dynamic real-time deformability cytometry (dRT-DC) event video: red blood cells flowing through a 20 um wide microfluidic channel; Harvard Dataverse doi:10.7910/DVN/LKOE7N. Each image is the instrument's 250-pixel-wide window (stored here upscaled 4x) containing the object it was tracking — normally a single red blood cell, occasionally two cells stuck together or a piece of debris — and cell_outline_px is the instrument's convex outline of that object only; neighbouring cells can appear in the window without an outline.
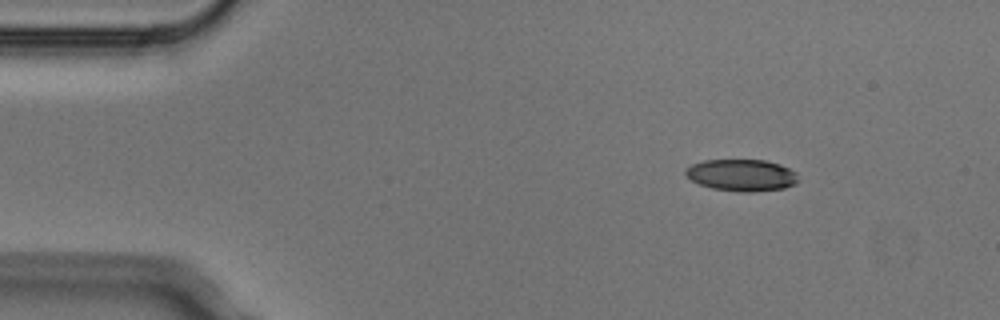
{"species": "Egyptian fruit bat (a non-hibernating species)", "species_latin": "Rousettus aegyptiacus", "temperature_condition": "cold", "stored_images_in_passage": 3, "camera_frame_rate_fps": 3000, "um_per_image_px": 0.085, "animal": {"sex": "male"}, "frame": {"image": 1, "passage_image": 1, "time_ms": 0.0, "image_size_px": [1000, 320], "cell_outline_px": [[800, 180], [796, 184], [784, 188], [752, 192], [740, 192], [712, 188], [700, 184], [692, 180], [684, 172], [692, 164], [704, 160], [764, 160], [780, 164], [796, 172]], "centroid_in_image_um": [63.09, 14.89], "position_along_channel_um": 21.9, "area_um2": 20.87}}